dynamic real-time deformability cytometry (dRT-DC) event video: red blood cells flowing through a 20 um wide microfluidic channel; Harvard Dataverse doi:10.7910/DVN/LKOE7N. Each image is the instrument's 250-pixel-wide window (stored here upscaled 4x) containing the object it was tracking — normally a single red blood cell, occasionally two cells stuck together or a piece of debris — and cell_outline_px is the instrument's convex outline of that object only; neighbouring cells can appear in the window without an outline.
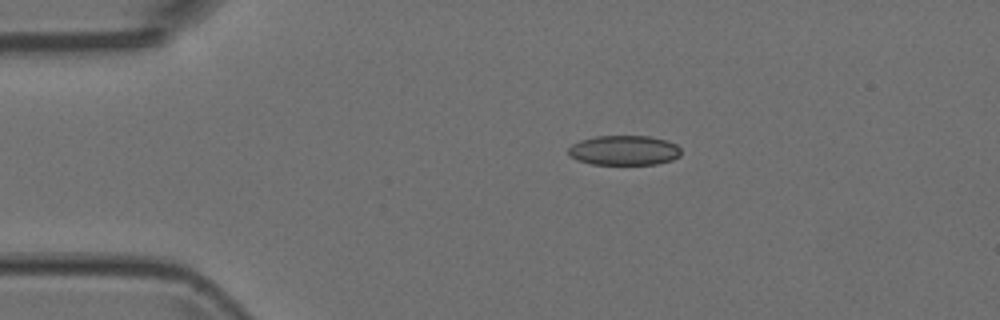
{"species": "Egyptian fruit bat (a non-hibernating species)", "species_latin": "Rousettus aegyptiacus", "temperature_condition": "room temperature", "stored_images_in_passage": 6, "camera_frame_rate_fps": 3000, "um_per_image_px": 0.085, "animal": {"sex": "female"}, "frame": {"image": 1, "passage_image": 4, "time_ms": 1.0, "image_size_px": [1000, 320], "cell_outline_px": [[680, 156], [672, 160], [656, 164], [592, 164], [576, 160], [568, 156], [568, 148], [572, 144], [580, 140], [596, 136], [648, 136], [664, 140], [676, 144], [680, 148]], "centroid_in_image_um": [53.01, 12.78], "position_along_channel_um": 32.0, "area_um2": 19.59}}
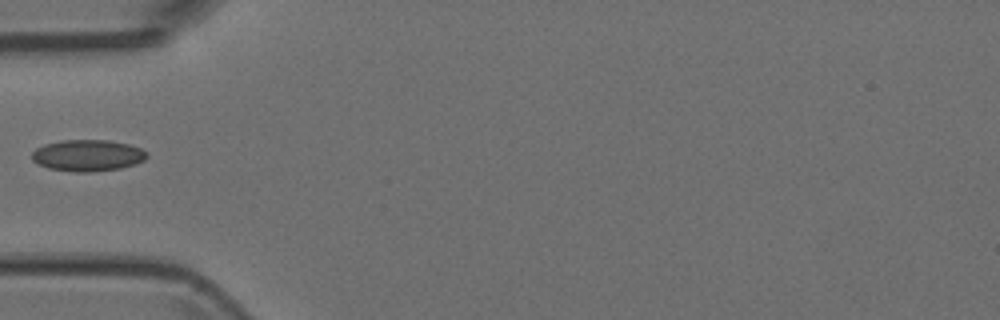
{"frame": {"image": 2, "passage_image": 6, "time_ms": 1.667, "image_size_px": [1000, 320], "cell_outline_px": [[148, 156], [144, 160], [136, 164], [120, 168], [92, 172], [72, 172], [48, 168], [32, 160], [32, 152], [36, 148], [44, 144], [64, 140], [108, 140], [128, 144], [140, 148], [148, 152]], "centroid_in_image_um": [7.46, 13.21], "position_along_channel_um": 77.5, "area_um2": 21.15}}